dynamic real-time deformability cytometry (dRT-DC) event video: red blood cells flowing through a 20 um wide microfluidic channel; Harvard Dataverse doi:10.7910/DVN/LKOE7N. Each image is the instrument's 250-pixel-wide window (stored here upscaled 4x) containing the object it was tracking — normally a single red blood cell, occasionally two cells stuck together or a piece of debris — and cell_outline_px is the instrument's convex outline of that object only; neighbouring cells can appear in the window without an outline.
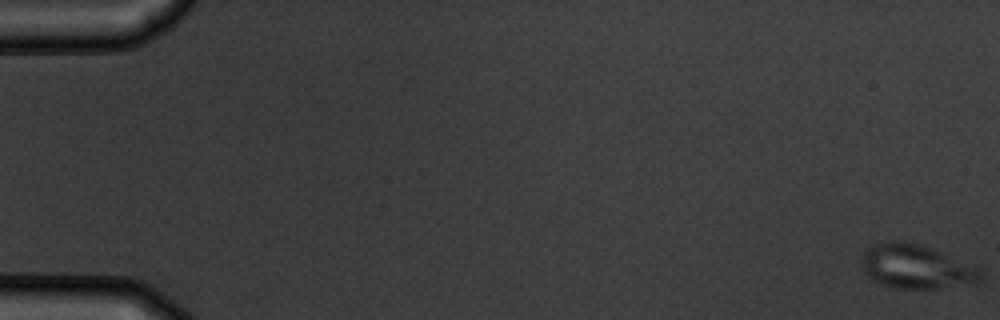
{"species": "common noctule bat (a hibernating species)", "species_latin": "Nyctalus noctula", "temperature_condition": "warm", "stored_images_in_passage": 5, "camera_frame_rate_fps": 3000, "um_per_image_px": 0.085, "animal": {"sex": "male", "body_mass_g": 19.5, "forearm_length_mm": 54.6}, "frame": {"image": 1, "passage_image": 1, "time_ms": 0.0, "image_size_px": [1000, 320], "cell_outline_px": [[984, 276], [980, 284], [936, 288], [896, 288], [872, 280], [868, 276], [860, 260], [860, 256], [868, 248], [876, 244], [892, 240], [916, 244], [932, 248], [984, 268]], "centroid_in_image_um": [78.0, 22.68], "position_along_channel_um": 7.0, "area_um2": 30.92}}